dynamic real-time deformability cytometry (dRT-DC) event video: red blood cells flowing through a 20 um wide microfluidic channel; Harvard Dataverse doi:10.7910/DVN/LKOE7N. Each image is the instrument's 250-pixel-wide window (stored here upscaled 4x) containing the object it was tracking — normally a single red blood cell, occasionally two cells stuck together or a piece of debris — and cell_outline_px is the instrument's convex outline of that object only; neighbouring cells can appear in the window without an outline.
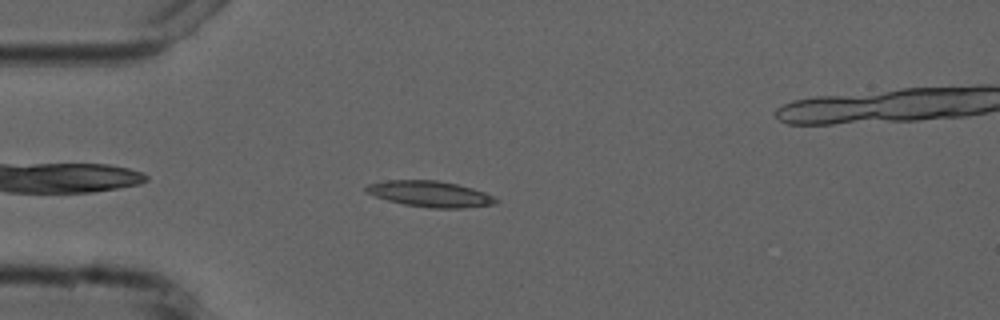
{"species": "common noctule bat (a hibernating species)", "species_latin": "Nyctalus noctula", "temperature_condition": "cold", "stored_images_in_passage": 2, "camera_frame_rate_fps": 3000, "um_per_image_px": 0.085, "animal": {"sex": "male", "forearm_length_mm": 52.5}, "frame": {"image": 1, "passage_image": 1, "time_ms": 0.0, "image_size_px": [1000, 320], "cell_outline_px": [[500, 200], [496, 204], [464, 208], [428, 208], [404, 204], [388, 200], [364, 192], [364, 188], [368, 184], [388, 180], [436, 180], [456, 184], [472, 188], [484, 192]], "centroid_in_image_um": [36.56, 16.49], "position_along_channel_um": 48.4, "area_um2": 19.59}}